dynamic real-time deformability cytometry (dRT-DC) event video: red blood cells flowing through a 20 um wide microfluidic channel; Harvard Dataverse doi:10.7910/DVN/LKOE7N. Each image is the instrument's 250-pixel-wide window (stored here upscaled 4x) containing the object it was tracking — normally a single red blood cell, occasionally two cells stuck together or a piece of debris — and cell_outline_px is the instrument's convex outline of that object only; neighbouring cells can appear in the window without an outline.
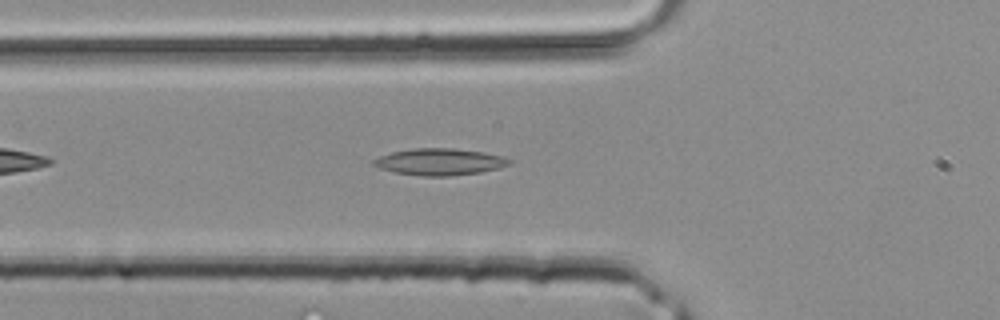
{"species": "common noctule bat (a hibernating species)", "species_latin": "Nyctalus noctula", "temperature_condition": "room temperature", "stored_images_in_passage": 32, "camera_frame_rate_fps": 3000, "um_per_image_px": 0.085, "animal": {"sex": "male", "body_mass_g": 20.4}, "frame": {"image": 1, "passage_image": 6, "time_ms": 1.667, "image_size_px": [1000, 320], "cell_outline_px": [[512, 164], [500, 168], [480, 172], [452, 176], [420, 176], [392, 172], [380, 168], [372, 164], [372, 160], [380, 156], [392, 152], [416, 148], [452, 148], [484, 152], [504, 156], [512, 160]], "centroid_in_image_um": [37.4, 13.76], "position_along_channel_um": 88.4, "area_um2": 21.33}}
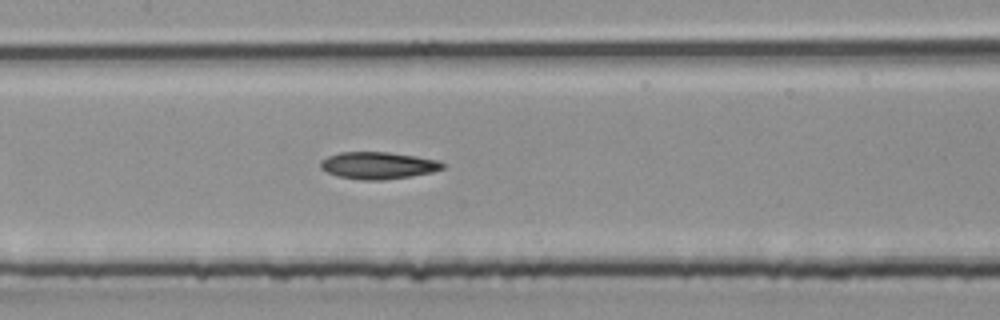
{"frame": {"image": 2, "passage_image": 11, "time_ms": 3.333, "image_size_px": [1000, 320], "cell_outline_px": [[448, 164], [444, 168], [432, 172], [384, 180], [364, 180], [336, 176], [320, 168], [320, 160], [328, 156], [340, 152], [388, 152], [416, 156], [440, 160]], "centroid_in_image_um": [32.16, 14.05], "position_along_channel_um": 175.2, "area_um2": 19.36}}
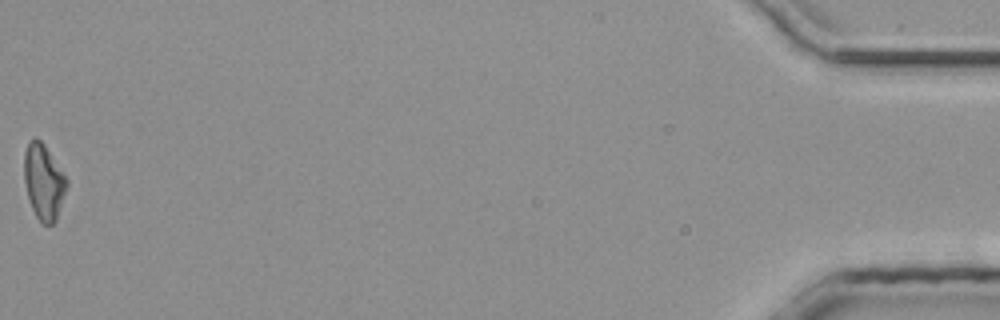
{"frame": {"image": 3, "passage_image": 32, "time_ms": 10.333, "image_size_px": [1000, 320], "cell_outline_px": [[68, 184], [56, 220], [52, 224], [40, 224], [32, 208], [28, 196], [24, 180], [24, 152], [28, 144], [32, 140], [40, 140], [44, 144], [68, 180]], "centroid_in_image_um": [3.71, 15.49], "position_along_channel_um": 431.5, "area_um2": 18.44}}